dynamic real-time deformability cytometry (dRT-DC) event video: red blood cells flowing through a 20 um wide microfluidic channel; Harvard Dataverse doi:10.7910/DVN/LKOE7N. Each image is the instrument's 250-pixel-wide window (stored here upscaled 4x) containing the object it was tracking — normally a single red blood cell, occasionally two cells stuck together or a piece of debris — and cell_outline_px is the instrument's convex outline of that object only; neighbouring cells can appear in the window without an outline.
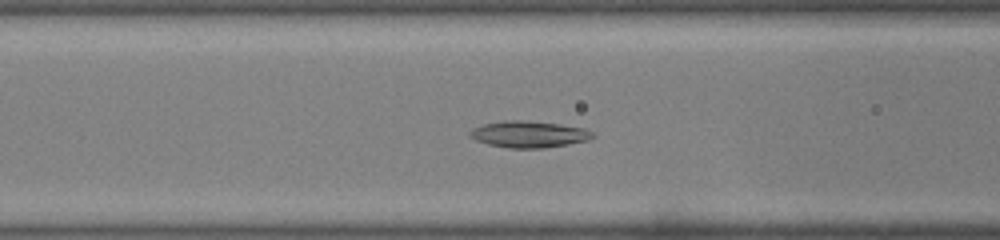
{"species": "common noctule bat (a hibernating species)", "species_latin": "Nyctalus noctula", "temperature_condition": "warm", "stored_images_in_passage": 33, "segment_of_instrument_passage": [1, 2], "camera_frame_rate_fps": 3000, "um_per_image_px": 0.085, "animal": {"sex": "male", "body_mass_g": 19.0, "forearm_length_mm": 50.8}, "frame": {"image": 1, "passage_image": 7, "time_ms": 2.0, "image_size_px": [1000, 240], "cell_outline_px": [[596, 136], [588, 140], [568, 144], [544, 148], [508, 148], [488, 144], [476, 140], [468, 136], [468, 132], [472, 128], [484, 124], [504, 120], [520, 120], [560, 124], [584, 128], [592, 132]], "centroid_in_image_um": [44.93, 11.41], "position_along_channel_um": 121.7, "area_um2": 19.02}}
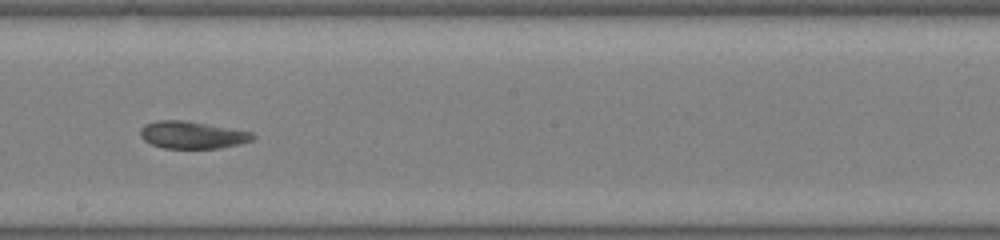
{"frame": {"image": 2, "passage_image": 14, "time_ms": 4.333, "image_size_px": [1000, 240], "cell_outline_px": [[256, 136], [252, 140], [240, 144], [220, 148], [164, 148], [152, 144], [144, 140], [140, 136], [140, 128], [144, 124], [156, 120], [184, 120], [252, 132]], "centroid_in_image_um": [16.32, 11.47], "position_along_channel_um": 231.9, "area_um2": 17.86}}
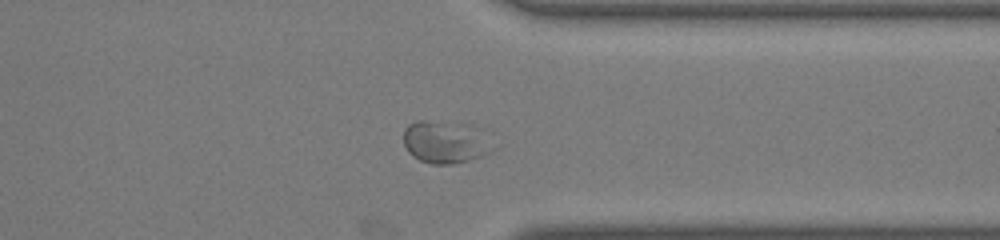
{"frame": {"image": 3, "passage_image": 23, "time_ms": 7.333, "image_size_px": [1000, 240], "cell_outline_px": [[504, 144], [492, 152], [472, 160], [452, 164], [432, 164], [420, 160], [412, 156], [408, 152], [404, 144], [404, 128], [408, 124], [416, 120], [424, 120], [472, 124], [484, 128]], "centroid_in_image_um": [38.08, 12.05], "position_along_channel_um": 373.3, "area_um2": 23.87}}